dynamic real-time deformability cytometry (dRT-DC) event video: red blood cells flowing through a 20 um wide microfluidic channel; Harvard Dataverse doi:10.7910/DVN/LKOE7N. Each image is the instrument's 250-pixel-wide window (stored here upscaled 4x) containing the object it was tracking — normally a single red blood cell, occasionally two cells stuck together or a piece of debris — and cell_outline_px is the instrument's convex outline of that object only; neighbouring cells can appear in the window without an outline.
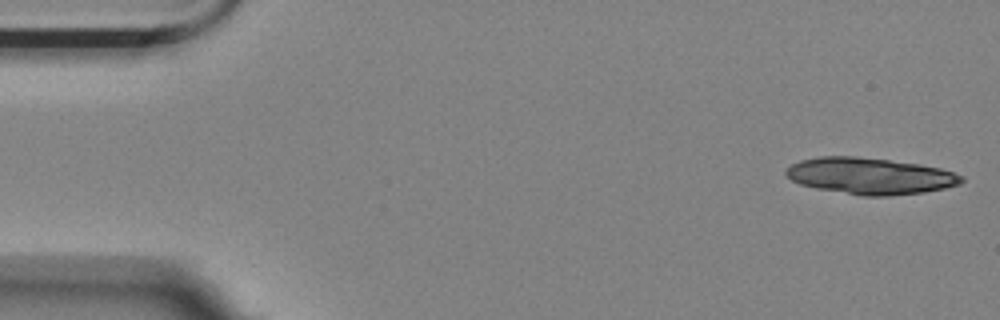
{"species": "Egyptian fruit bat (a non-hibernating species)", "species_latin": "Rousettus aegyptiacus", "temperature_condition": "room temperature", "stored_images_in_passage": 15, "camera_frame_rate_fps": 3000, "um_per_image_px": 0.085, "animal": {"sex": "female"}, "frame": {"image": 1, "passage_image": 1, "time_ms": 0.0, "image_size_px": [1000, 320], "cell_outline_px": [[964, 180], [960, 184], [944, 188], [924, 192], [888, 196], [864, 196], [816, 188], [800, 184], [792, 180], [784, 172], [792, 164], [800, 160], [820, 156], [856, 156], [920, 164], [940, 168], [964, 176]], "centroid_in_image_um": [73.97, 14.95], "position_along_channel_um": 11.0, "area_um2": 37.17}}